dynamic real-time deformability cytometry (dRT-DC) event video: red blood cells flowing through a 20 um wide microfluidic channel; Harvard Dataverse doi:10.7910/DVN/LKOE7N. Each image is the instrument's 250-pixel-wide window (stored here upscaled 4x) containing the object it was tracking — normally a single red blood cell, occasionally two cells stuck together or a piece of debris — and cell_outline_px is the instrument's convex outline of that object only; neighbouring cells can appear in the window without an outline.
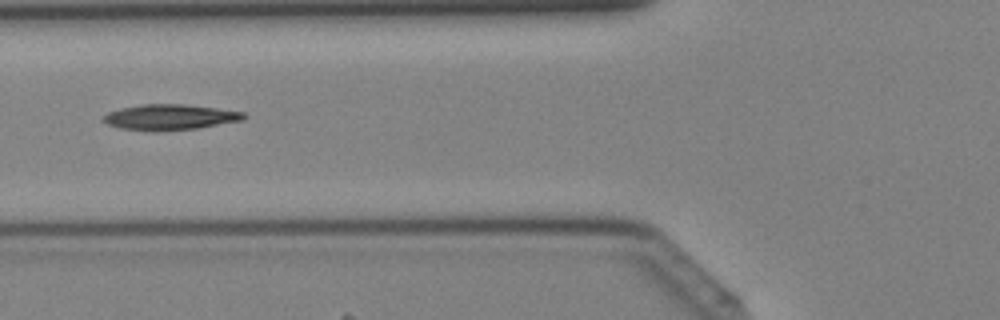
{"species": "Egyptian fruit bat (a non-hibernating species)", "species_latin": "Rousettus aegyptiacus", "temperature_condition": "cold", "stored_images_in_passage": 30, "camera_frame_rate_fps": 3000, "um_per_image_px": 0.085, "animal": {"sex": "female"}, "frame": {"image": 1, "passage_image": 5, "time_ms": 1.333, "image_size_px": [1000, 320], "cell_outline_px": [[248, 116], [244, 120], [196, 128], [156, 132], [152, 132], [120, 128], [108, 124], [104, 120], [104, 116], [108, 112], [120, 108], [140, 104], [184, 104], [216, 108], [244, 112]], "centroid_in_image_um": [14.45, 9.96], "position_along_channel_um": 111.3, "area_um2": 21.04}}
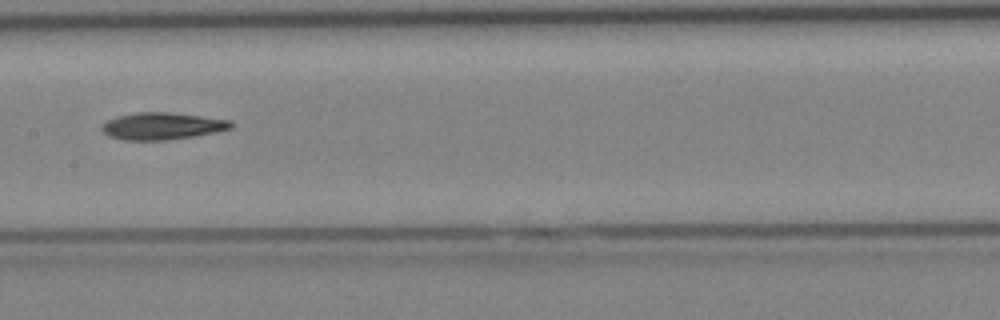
{"frame": {"image": 2, "passage_image": 10, "time_ms": 3.0, "image_size_px": [1000, 320], "cell_outline_px": [[232, 128], [196, 136], [164, 140], [124, 140], [108, 136], [100, 128], [108, 120], [116, 116], [136, 112], [172, 112], [232, 120]], "centroid_in_image_um": [13.78, 10.71], "position_along_channel_um": 193.6, "area_um2": 20.4}}
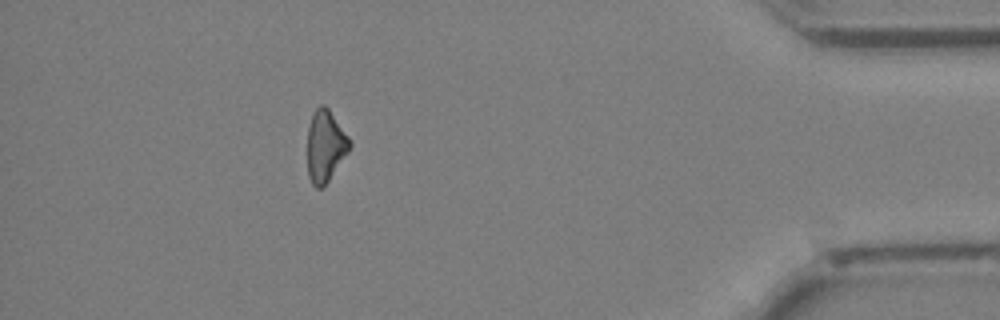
{"frame": {"image": 3, "passage_image": 26, "time_ms": 8.333, "image_size_px": [1000, 320], "cell_outline_px": [[352, 144], [348, 152], [328, 180], [320, 188], [316, 188], [312, 184], [308, 176], [308, 128], [312, 112], [320, 104], [324, 104], [328, 108], [348, 136]], "centroid_in_image_um": [27.64, 12.38], "position_along_channel_um": 407.6, "area_um2": 17.46}}